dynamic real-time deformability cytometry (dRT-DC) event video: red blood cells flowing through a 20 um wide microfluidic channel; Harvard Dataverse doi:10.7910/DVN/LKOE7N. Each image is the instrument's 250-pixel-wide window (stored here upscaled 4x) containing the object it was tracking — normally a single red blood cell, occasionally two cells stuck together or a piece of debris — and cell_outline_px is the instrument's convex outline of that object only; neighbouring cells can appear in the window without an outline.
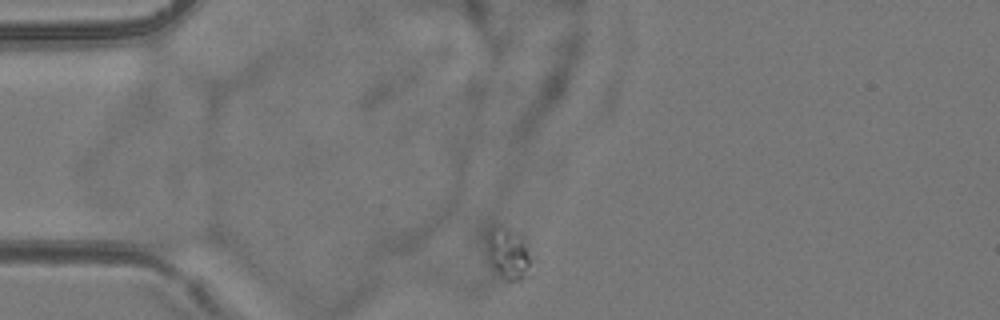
{"species": "common noctule bat (a hibernating species)", "species_latin": "Nyctalus noctula", "temperature_condition": "room temperature", "stored_images_in_passage": 6, "camera_frame_rate_fps": 3000, "um_per_image_px": 0.085, "animal": {"sex": "female", "body_mass_g": 24.6, "forearm_length_mm": 56.2}, "frame": {"image": 1, "passage_image": 1, "time_ms": 0.0, "image_size_px": [1000, 320], "cell_outline_px": [[536, 260], [528, 276], [524, 280], [508, 280], [500, 276], [488, 260], [488, 240], [492, 236], [504, 228], [512, 232]], "centroid_in_image_um": [43.32, 21.78], "position_along_channel_um": 41.7, "area_um2": 12.25}}